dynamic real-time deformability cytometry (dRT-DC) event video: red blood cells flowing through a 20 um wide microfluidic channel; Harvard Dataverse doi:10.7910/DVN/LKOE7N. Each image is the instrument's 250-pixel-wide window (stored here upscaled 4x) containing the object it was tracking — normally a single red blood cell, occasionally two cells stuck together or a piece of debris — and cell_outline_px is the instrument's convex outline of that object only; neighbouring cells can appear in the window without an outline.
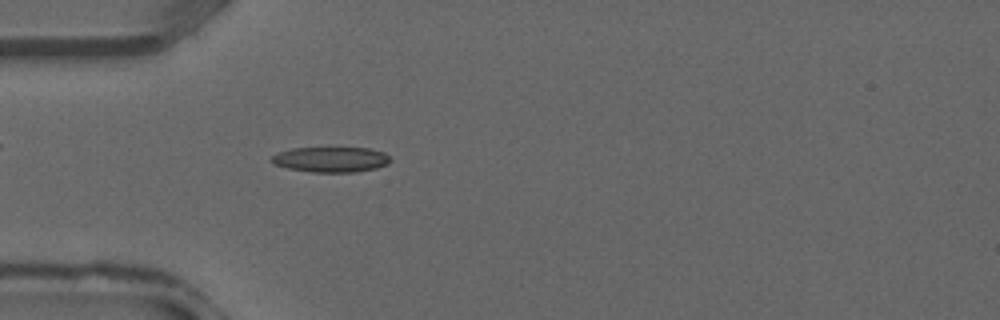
{"species": "common noctule bat (a hibernating species)", "species_latin": "Nyctalus noctula", "temperature_condition": "warm", "stored_images_in_passage": 29, "camera_frame_rate_fps": 3000, "um_per_image_px": 0.085, "animal": {"sex": "male", "forearm_length_mm": 52.5}, "frame": {"image": 1, "passage_image": 3, "time_ms": 0.667, "image_size_px": [1000, 320], "cell_outline_px": [[392, 160], [388, 164], [376, 168], [356, 172], [312, 172], [288, 168], [272, 164], [268, 160], [272, 156], [280, 152], [292, 148], [368, 148], [384, 152]], "centroid_in_image_um": [28.12, 13.56], "position_along_channel_um": 56.9, "area_um2": 17.57}}
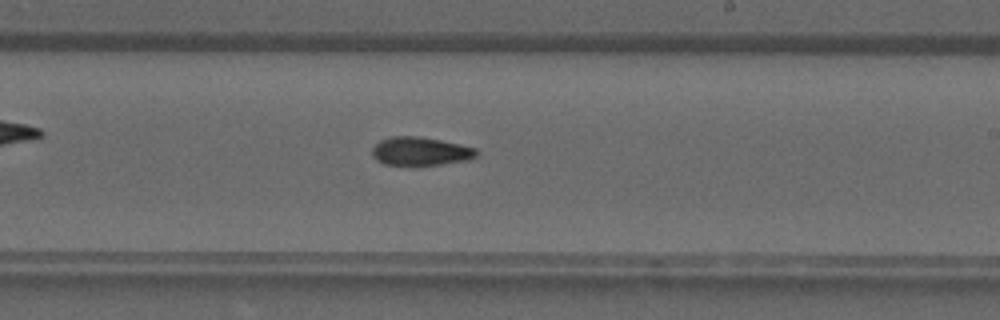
{"frame": {"image": 2, "passage_image": 14, "time_ms": 4.333, "image_size_px": [1000, 320], "cell_outline_px": [[476, 156], [468, 160], [416, 168], [412, 168], [384, 164], [376, 160], [372, 156], [372, 148], [380, 140], [392, 136], [420, 136], [460, 144], [476, 148]], "centroid_in_image_um": [35.69, 12.9], "position_along_channel_um": 253.3, "area_um2": 17.98}}
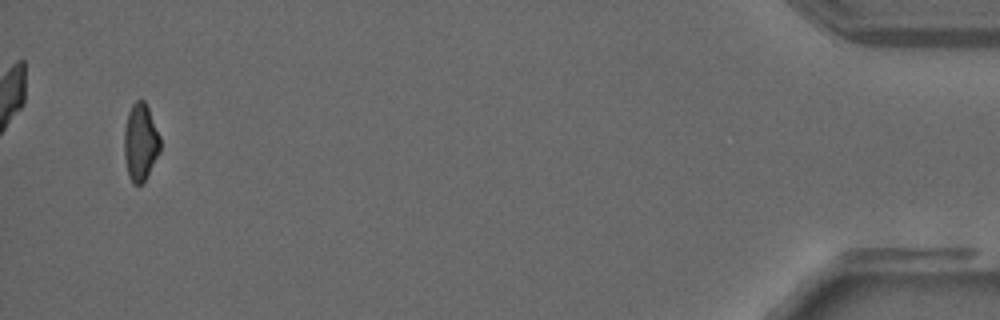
{"frame": {"image": 3, "passage_image": 28, "time_ms": 9.0, "image_size_px": [1000, 320], "cell_outline_px": [[160, 152], [144, 180], [140, 184], [132, 184], [128, 176], [124, 156], [124, 128], [128, 112], [132, 104], [136, 100], [144, 100], [148, 108], [160, 136]], "centroid_in_image_um": [11.92, 12.08], "position_along_channel_um": 423.3, "area_um2": 16.18}}